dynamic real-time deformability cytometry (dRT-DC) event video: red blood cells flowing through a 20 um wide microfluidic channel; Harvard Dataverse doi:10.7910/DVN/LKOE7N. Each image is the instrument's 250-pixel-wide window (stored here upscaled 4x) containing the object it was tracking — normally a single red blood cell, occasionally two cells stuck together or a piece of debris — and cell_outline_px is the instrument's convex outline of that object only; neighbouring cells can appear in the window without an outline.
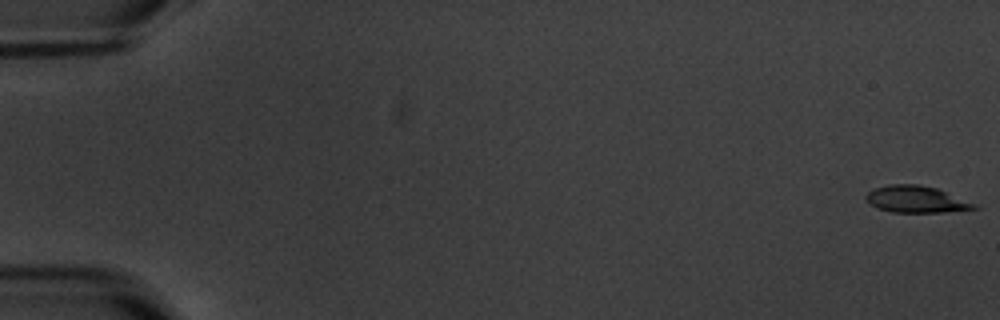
{"species": "common noctule bat (a hibernating species)", "species_latin": "Nyctalus noctula", "temperature_condition": "warm", "stored_images_in_passage": 7, "camera_frame_rate_fps": 3000, "um_per_image_px": 0.085, "animal": {"sex": "male", "body_mass_g": 20.1, "forearm_length_mm": 53.5}, "frame": {"image": 1, "passage_image": 1, "time_ms": 0.0, "image_size_px": [1000, 320], "cell_outline_px": [[980, 208], [940, 212], [892, 212], [876, 208], [864, 196], [868, 192], [876, 188], [888, 184], [920, 184], [936, 188], [976, 204]], "centroid_in_image_um": [77.86, 16.93], "position_along_channel_um": 7.1, "area_um2": 16.65}}
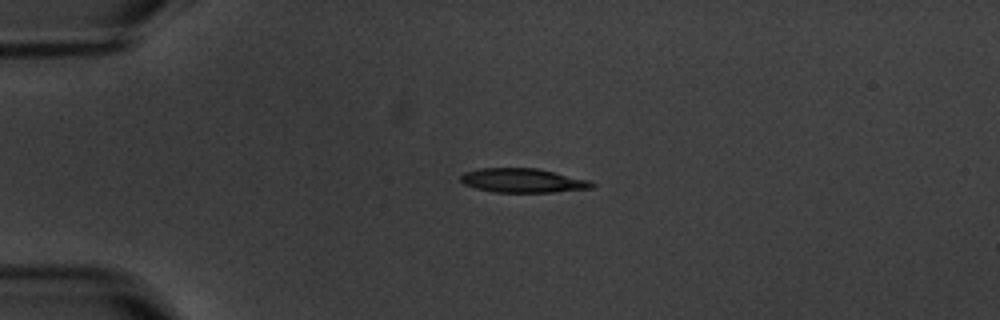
{"frame": {"image": 2, "passage_image": 5, "time_ms": 4.667, "image_size_px": [1000, 320], "cell_outline_px": [[596, 184], [592, 188], [552, 192], [492, 192], [476, 188], [464, 184], [460, 180], [460, 176], [464, 172], [480, 168], [536, 168], [588, 180]], "centroid_in_image_um": [44.4, 15.34], "position_along_channel_um": 40.6, "area_um2": 18.32}}